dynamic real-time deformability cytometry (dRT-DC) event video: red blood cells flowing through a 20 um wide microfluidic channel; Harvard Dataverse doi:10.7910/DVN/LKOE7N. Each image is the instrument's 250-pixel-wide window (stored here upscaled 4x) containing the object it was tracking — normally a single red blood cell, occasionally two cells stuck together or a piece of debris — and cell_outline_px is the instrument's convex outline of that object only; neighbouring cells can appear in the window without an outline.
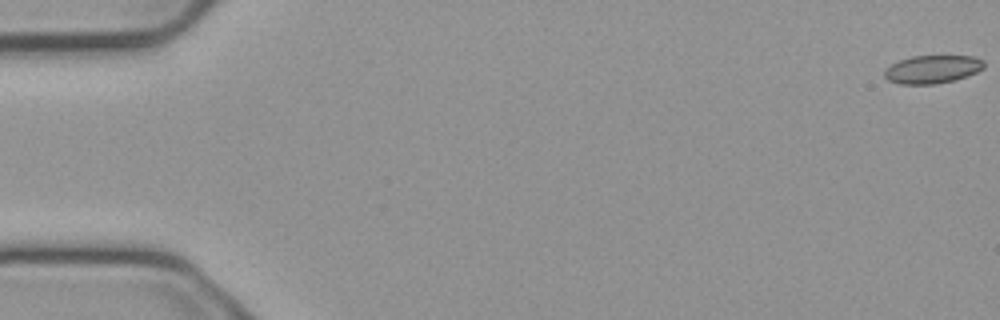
{"species": "common noctule bat (a hibernating species)", "species_latin": "Nyctalus noctula", "temperature_condition": "cold", "stored_images_in_passage": 5, "camera_frame_rate_fps": 3000, "um_per_image_px": 0.085, "animal": {"sex": "male", "body_mass_g": 23.1, "forearm_length_mm": 52.7}, "frame": {"image": 1, "passage_image": 1, "time_ms": 0.0, "image_size_px": [1000, 320], "cell_outline_px": [[984, 68], [968, 76], [936, 84], [900, 84], [888, 80], [884, 76], [884, 68], [900, 60], [912, 56], [976, 56], [984, 60]], "centroid_in_image_um": [79.26, 5.88], "position_along_channel_um": 5.7, "area_um2": 16.36}}